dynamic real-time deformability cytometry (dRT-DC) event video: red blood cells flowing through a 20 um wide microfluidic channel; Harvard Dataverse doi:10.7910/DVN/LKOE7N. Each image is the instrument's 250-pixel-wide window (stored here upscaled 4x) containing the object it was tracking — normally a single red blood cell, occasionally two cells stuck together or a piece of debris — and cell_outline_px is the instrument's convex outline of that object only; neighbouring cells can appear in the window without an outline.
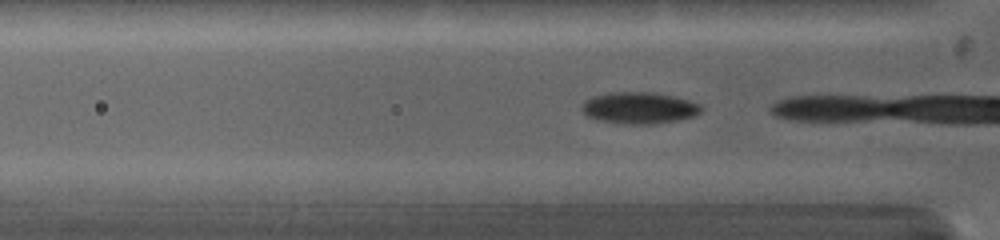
{"species": "common noctule bat (a hibernating species)", "species_latin": "Nyctalus noctula", "temperature_condition": "warm", "stored_images_in_passage": 12, "camera_frame_rate_fps": 5000, "um_per_image_px": 0.085, "animal": {"sex": "female", "body_mass_g": 19.0, "forearm_length_mm": 53.3}, "frame": {"image": 1, "passage_image": 5, "time_ms": 0.6, "image_size_px": [1000, 240], "cell_outline_px": [[704, 108], [696, 116], [676, 120], [652, 124], [628, 124], [604, 120], [588, 116], [580, 108], [584, 100], [592, 96], [608, 92], [656, 92], [688, 100], [700, 104]], "centroid_in_image_um": [54.35, 9.15], "position_along_channel_um": 71.5, "area_um2": 21.91}}